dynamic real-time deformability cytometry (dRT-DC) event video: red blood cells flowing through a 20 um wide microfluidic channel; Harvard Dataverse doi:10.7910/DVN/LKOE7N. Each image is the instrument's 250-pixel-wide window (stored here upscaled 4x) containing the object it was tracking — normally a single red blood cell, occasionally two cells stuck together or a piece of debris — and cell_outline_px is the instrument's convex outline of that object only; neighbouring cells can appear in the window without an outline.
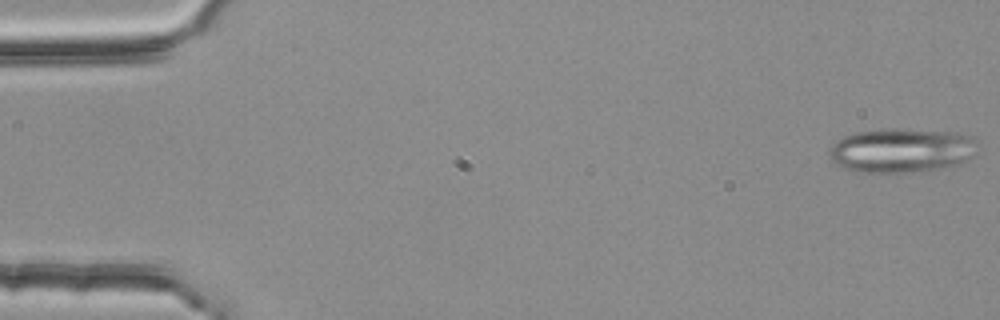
{"species": "common noctule bat (a hibernating species)", "species_latin": "Nyctalus noctula", "temperature_condition": "room temperature", "stored_images_in_passage": 24, "segment_of_instrument_passage": [1, 2], "camera_frame_rate_fps": 3000, "um_per_image_px": 0.085, "animal": {"sex": "female", "body_mass_g": 25.1}, "frame": {"image": 1, "passage_image": 1, "time_ms": 0.0, "image_size_px": [1000, 320], "cell_outline_px": [[976, 156], [960, 164], [912, 172], [856, 172], [844, 168], [836, 164], [832, 160], [828, 152], [832, 144], [836, 140], [844, 136], [856, 132], [888, 128], [892, 128], [960, 132], [968, 136], [972, 140]], "centroid_in_image_um": [76.59, 12.77], "position_along_channel_um": 8.4, "area_um2": 38.26}}